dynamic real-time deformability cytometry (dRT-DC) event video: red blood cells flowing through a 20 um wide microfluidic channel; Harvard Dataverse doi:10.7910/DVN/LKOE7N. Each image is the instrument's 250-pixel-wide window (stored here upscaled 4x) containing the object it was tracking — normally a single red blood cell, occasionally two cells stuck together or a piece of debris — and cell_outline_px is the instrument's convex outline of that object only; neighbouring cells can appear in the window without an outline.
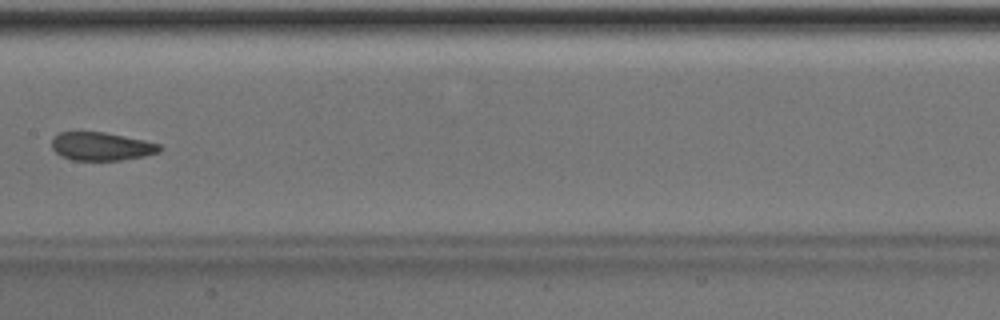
{"species": "Egyptian fruit bat (a non-hibernating species)", "species_latin": "Rousettus aegyptiacus", "temperature_condition": "room temperature", "stored_images_in_passage": 7, "camera_frame_rate_fps": 3000, "um_per_image_px": 0.085, "animal": {"sex": "male"}, "frame": {"image": 1, "passage_image": 7, "time_ms": 7.0, "image_size_px": [1000, 320], "cell_outline_px": [[164, 148], [160, 152], [144, 156], [120, 160], [72, 160], [60, 156], [52, 148], [52, 136], [60, 132], [104, 132], [144, 140], [160, 144]], "centroid_in_image_um": [8.62, 12.44], "position_along_channel_um": 198.8, "area_um2": 17.86}}